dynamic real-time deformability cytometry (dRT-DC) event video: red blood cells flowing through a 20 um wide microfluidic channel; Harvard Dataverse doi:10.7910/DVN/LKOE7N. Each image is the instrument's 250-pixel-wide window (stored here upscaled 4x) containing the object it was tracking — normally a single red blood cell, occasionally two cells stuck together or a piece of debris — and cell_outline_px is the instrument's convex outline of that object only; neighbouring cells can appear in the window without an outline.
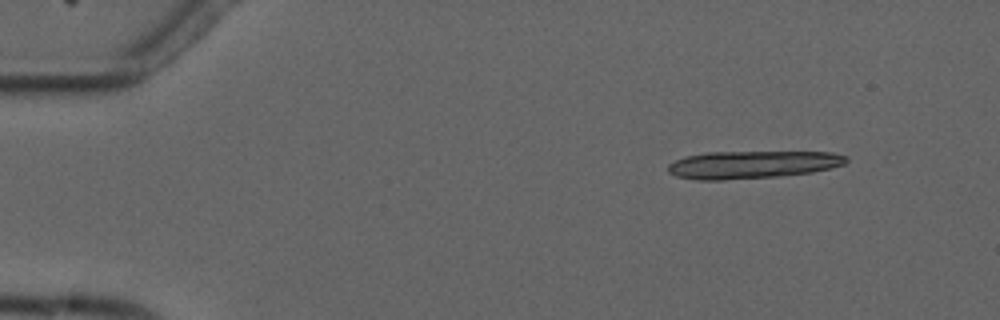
{"species": "common noctule bat (a hibernating species)", "species_latin": "Nyctalus noctula", "temperature_condition": "cold", "stored_images_in_passage": 4, "camera_frame_rate_fps": 3000, "um_per_image_px": 0.085, "animal": {"sex": "male", "forearm_length_mm": 52.5}, "frame": {"image": 1, "passage_image": 1, "time_ms": 0.0, "image_size_px": [1000, 320], "cell_outline_px": [[848, 160], [844, 164], [832, 168], [812, 172], [776, 176], [724, 180], [696, 180], [676, 176], [668, 172], [668, 164], [676, 160], [688, 156], [708, 152], [832, 152], [848, 156]], "centroid_in_image_um": [63.97, 13.99], "position_along_channel_um": 21.0, "area_um2": 28.67}}